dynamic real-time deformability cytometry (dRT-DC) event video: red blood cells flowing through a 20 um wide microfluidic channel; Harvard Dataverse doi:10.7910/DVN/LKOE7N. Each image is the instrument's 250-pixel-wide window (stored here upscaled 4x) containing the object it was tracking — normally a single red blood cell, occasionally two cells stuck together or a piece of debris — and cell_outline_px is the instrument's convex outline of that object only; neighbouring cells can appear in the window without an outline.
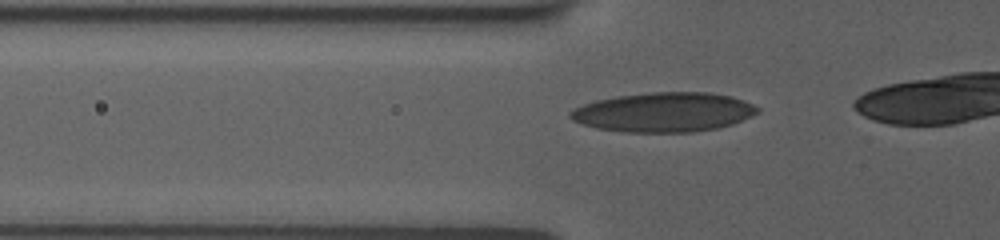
{"species": "human", "species_latin": "Homo sapiens", "temperature_condition": "room temperature", "stored_images_in_passage": 25, "camera_frame_rate_fps": 3000, "um_per_image_px": 0.085, "donor": {"sex": "female"}, "frame": {"image": 1, "passage_image": 22, "time_ms": 4.667, "image_size_px": [1000, 240], "cell_outline_px": [[760, 112], [752, 116], [732, 124], [716, 128], [692, 132], [624, 132], [596, 128], [572, 120], [568, 116], [568, 112], [584, 104], [596, 100], [616, 96], [652, 92], [708, 92], [732, 96], [744, 100], [760, 108]], "centroid_in_image_um": [56.44, 9.53], "position_along_channel_um": 69.4, "area_um2": 43.12}}